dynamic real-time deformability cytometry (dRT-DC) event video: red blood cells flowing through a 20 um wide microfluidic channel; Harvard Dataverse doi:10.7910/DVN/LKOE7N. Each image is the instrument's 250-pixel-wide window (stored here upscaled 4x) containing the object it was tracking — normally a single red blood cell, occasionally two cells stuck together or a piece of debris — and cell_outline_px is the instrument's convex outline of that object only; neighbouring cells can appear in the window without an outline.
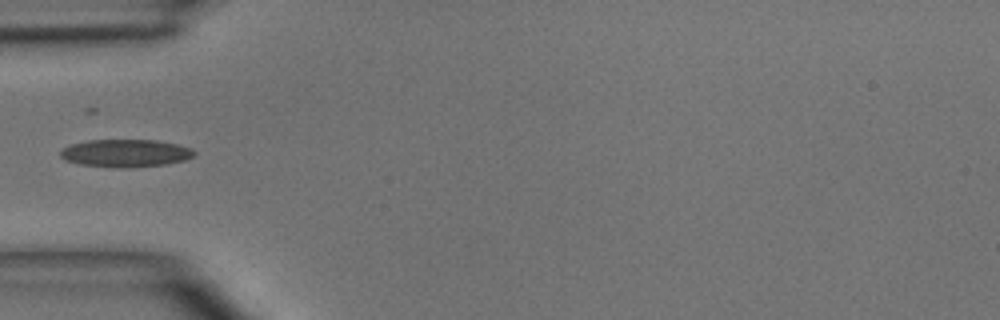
{"species": "common noctule bat (a hibernating species)", "species_latin": "Nyctalus noctula", "temperature_condition": "room temperature", "stored_images_in_passage": 5, "camera_frame_rate_fps": 3000, "um_per_image_px": 0.085, "animal": {"sex": "male", "body_mass_g": 15.6}, "frame": {"image": 1, "passage_image": 5, "time_ms": 4.667, "image_size_px": [1000, 320], "cell_outline_px": [[196, 156], [184, 160], [168, 164], [132, 168], [112, 168], [80, 164], [64, 160], [60, 156], [60, 152], [64, 148], [72, 144], [88, 140], [156, 140], [176, 144], [192, 148], [196, 152]], "centroid_in_image_um": [10.7, 13.03], "position_along_channel_um": 74.3, "area_um2": 21.85}}